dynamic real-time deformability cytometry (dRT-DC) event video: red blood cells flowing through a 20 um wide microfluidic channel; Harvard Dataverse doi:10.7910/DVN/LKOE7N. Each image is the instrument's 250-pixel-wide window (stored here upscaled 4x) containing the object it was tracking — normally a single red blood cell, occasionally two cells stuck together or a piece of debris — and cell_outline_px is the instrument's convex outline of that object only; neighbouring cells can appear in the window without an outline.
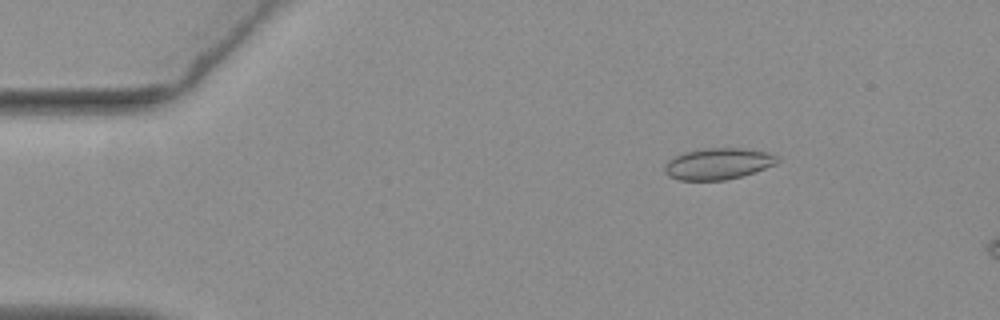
{"species": "common noctule bat (a hibernating species)", "species_latin": "Nyctalus noctula", "temperature_condition": "warm", "stored_images_in_passage": 10, "camera_frame_rate_fps": 3000, "um_per_image_px": 0.085, "animal": {"sex": "female", "body_mass_g": 19.3, "forearm_length_mm": 54.1}, "frame": {"image": 1, "passage_image": 4, "time_ms": 1.0, "image_size_px": [1000, 320], "cell_outline_px": [[780, 160], [776, 164], [756, 172], [724, 180], [680, 180], [668, 176], [664, 172], [664, 164], [668, 160], [684, 152], [704, 148], [740, 148], [768, 152], [780, 156]], "centroid_in_image_um": [61.05, 13.91], "position_along_channel_um": 23.9, "area_um2": 20.75}}